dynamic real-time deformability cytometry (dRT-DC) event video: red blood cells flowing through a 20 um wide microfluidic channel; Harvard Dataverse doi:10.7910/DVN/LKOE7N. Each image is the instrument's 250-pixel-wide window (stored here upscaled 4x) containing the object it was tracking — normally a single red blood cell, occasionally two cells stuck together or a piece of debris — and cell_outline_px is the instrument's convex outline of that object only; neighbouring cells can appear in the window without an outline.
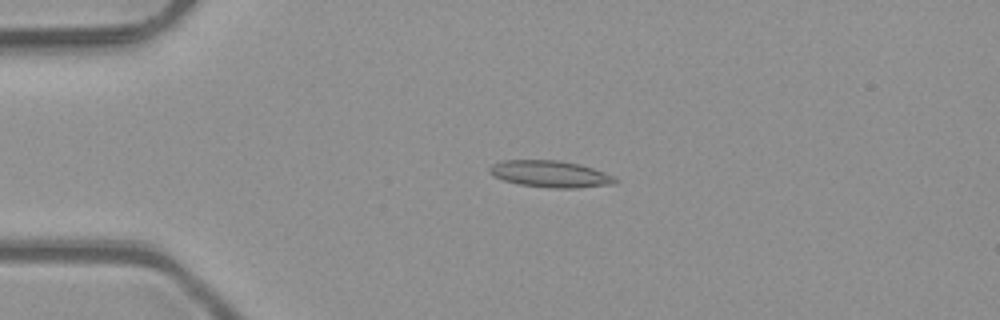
{"species": "common noctule bat (a hibernating species)", "species_latin": "Nyctalus noctula", "temperature_condition": "room temperature", "stored_images_in_passage": 49, "camera_frame_rate_fps": 3000, "um_per_image_px": 0.085, "animal": {"sex": "male", "body_mass_g": 23.1, "forearm_length_mm": 52.7}, "frame": {"image": 1, "passage_image": 10, "time_ms": 3.0, "image_size_px": [1000, 320], "cell_outline_px": [[616, 180], [612, 184], [580, 188], [548, 188], [520, 184], [504, 180], [492, 176], [488, 172], [488, 168], [492, 164], [500, 160], [556, 160], [580, 164], [604, 172], [612, 176]], "centroid_in_image_um": [46.71, 14.78], "position_along_channel_um": 38.3, "area_um2": 19.54}}
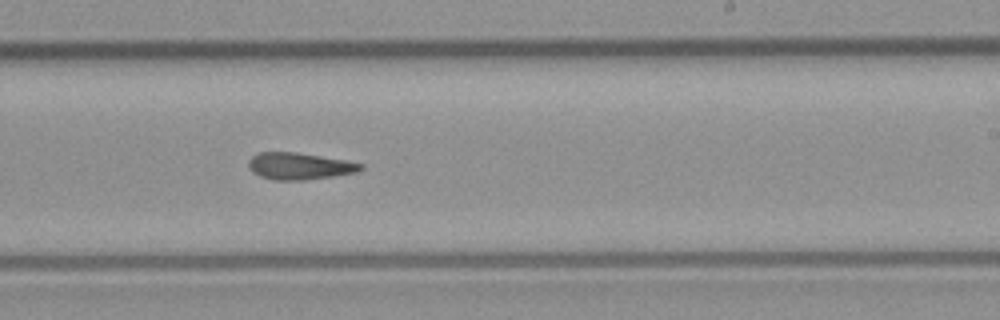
{"frame": {"image": 2, "passage_image": 29, "time_ms": 9.333, "image_size_px": [1000, 320], "cell_outline_px": [[364, 168], [356, 172], [332, 176], [304, 180], [272, 180], [260, 176], [252, 172], [248, 168], [248, 160], [252, 156], [260, 152], [296, 152], [344, 160], [364, 164]], "centroid_in_image_um": [25.41, 14.12], "position_along_channel_um": 263.6, "area_um2": 17.51}}
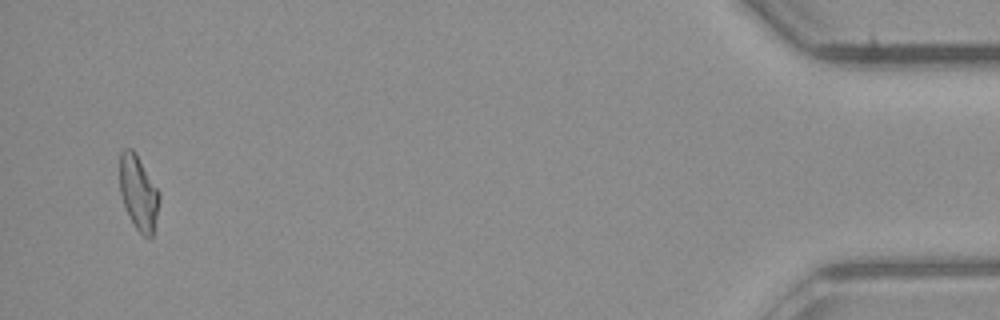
{"frame": {"image": 3, "passage_image": 47, "time_ms": 15.333, "image_size_px": [1000, 320], "cell_outline_px": [[160, 200], [152, 236], [144, 236], [136, 228], [128, 216], [120, 196], [120, 152], [124, 148], [132, 148], [160, 192]], "centroid_in_image_um": [11.76, 16.38], "position_along_channel_um": 423.4, "area_um2": 17.11}}